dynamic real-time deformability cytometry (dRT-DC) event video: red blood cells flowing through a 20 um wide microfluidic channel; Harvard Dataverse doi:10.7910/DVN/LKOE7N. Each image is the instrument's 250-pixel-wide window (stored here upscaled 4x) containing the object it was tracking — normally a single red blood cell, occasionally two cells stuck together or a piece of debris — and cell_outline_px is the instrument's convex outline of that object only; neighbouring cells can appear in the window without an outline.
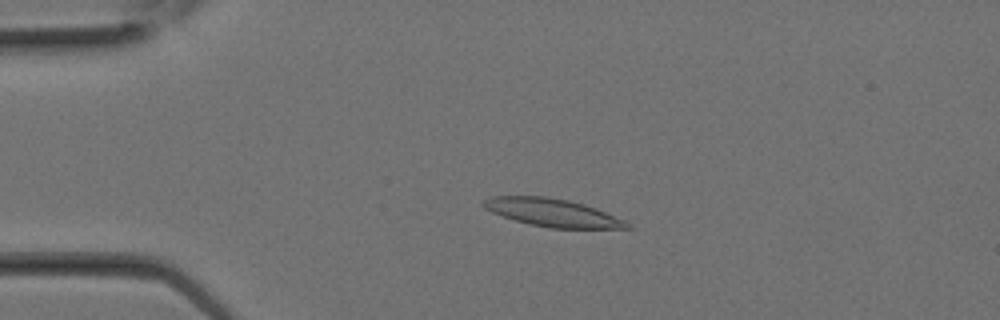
{"species": "Egyptian fruit bat (a non-hibernating species)", "species_latin": "Rousettus aegyptiacus", "temperature_condition": "room temperature", "stored_images_in_passage": 9, "camera_frame_rate_fps": 3000, "um_per_image_px": 0.085, "animal": {"sex": "female"}, "frame": {"image": 1, "passage_image": 6, "time_ms": 1.667, "image_size_px": [1000, 320], "cell_outline_px": [[632, 228], [548, 228], [516, 220], [492, 212], [484, 208], [480, 204], [484, 200], [492, 196], [548, 196], [568, 200], [584, 204], [596, 208], [628, 220], [632, 224]], "centroid_in_image_um": [47.02, 18.07], "position_along_channel_um": 38.0, "area_um2": 23.41}}